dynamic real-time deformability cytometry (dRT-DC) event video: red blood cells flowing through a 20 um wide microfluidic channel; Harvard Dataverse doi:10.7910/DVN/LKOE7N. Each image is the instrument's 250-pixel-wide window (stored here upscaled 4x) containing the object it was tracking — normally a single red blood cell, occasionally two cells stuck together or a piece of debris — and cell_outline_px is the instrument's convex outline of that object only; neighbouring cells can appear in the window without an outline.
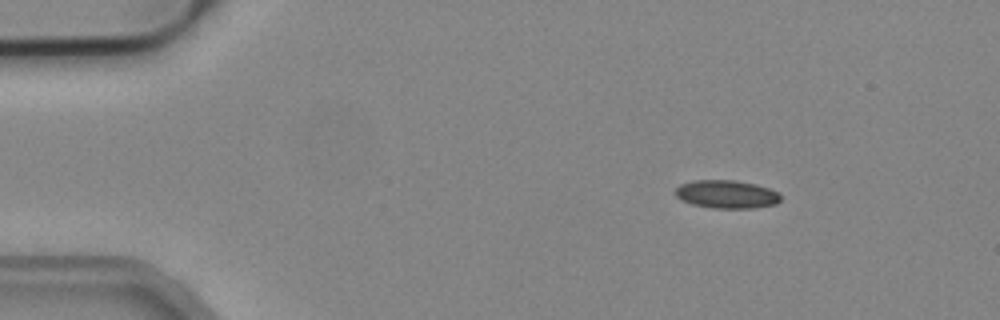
{"species": "common noctule bat (a hibernating species)", "species_latin": "Nyctalus noctula", "temperature_condition": "cold", "stored_images_in_passage": 46, "camera_frame_rate_fps": 3000, "um_per_image_px": 0.085, "animal": {"sex": "male", "body_mass_g": 19.2, "forearm_length_mm": 51.8}, "frame": {"image": 1, "passage_image": 1, "time_ms": 0.0, "image_size_px": [1000, 320], "cell_outline_px": [[780, 200], [776, 204], [756, 208], [712, 208], [692, 204], [680, 200], [672, 192], [680, 184], [692, 180], [736, 180], [756, 184], [780, 192]], "centroid_in_image_um": [61.74, 16.51], "position_along_channel_um": 23.3, "area_um2": 17.57}}
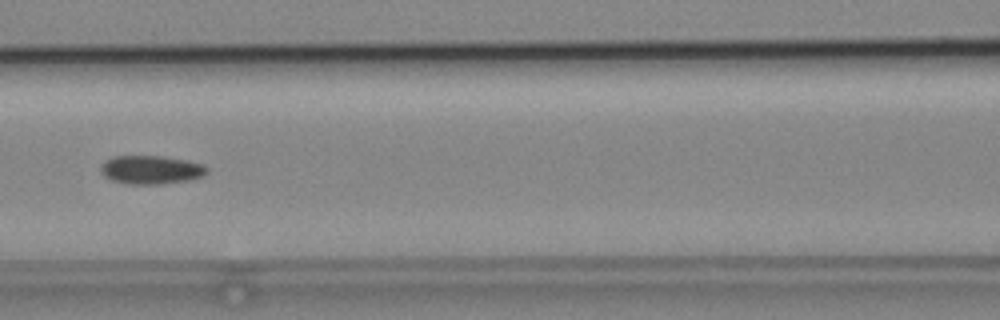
{"frame": {"image": 2, "passage_image": 17, "time_ms": 5.333, "image_size_px": [1000, 320], "cell_outline_px": [[208, 172], [204, 176], [188, 180], [160, 184], [124, 184], [112, 180], [104, 176], [100, 172], [100, 164], [112, 156], [160, 156], [188, 160], [204, 164], [208, 168]], "centroid_in_image_um": [12.83, 14.43], "position_along_channel_um": 153.8, "area_um2": 17.92}}
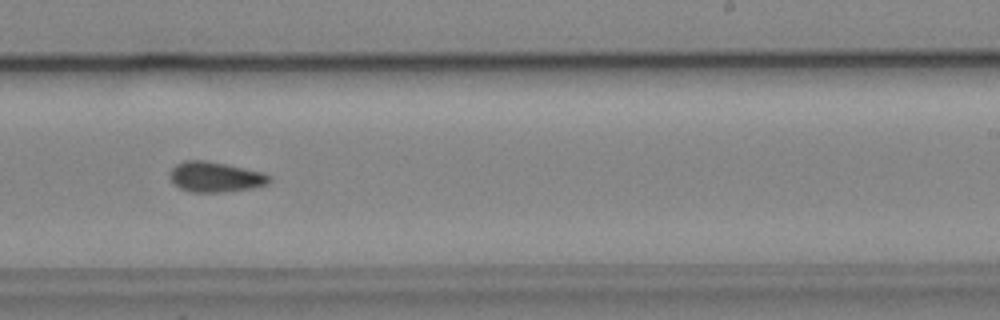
{"frame": {"image": 3, "passage_image": 26, "time_ms": 8.333, "image_size_px": [1000, 320], "cell_outline_px": [[268, 184], [248, 188], [220, 192], [192, 192], [180, 188], [168, 176], [168, 172], [176, 164], [184, 160], [208, 160], [260, 172], [268, 176]], "centroid_in_image_um": [18.2, 15.02], "position_along_channel_um": 270.8, "area_um2": 17.17}, "authors_computed_cell_mechanics": {"area_um2": 17.2533, "velocity_mm_per_s": 3.9182, "shape_relaxation_time_tau1_ms": null, "shape_relaxation_time_tau2_ms": 10.5126, "deformation_change_tau1": null, "deformation_change_tau2": 0.1714}}